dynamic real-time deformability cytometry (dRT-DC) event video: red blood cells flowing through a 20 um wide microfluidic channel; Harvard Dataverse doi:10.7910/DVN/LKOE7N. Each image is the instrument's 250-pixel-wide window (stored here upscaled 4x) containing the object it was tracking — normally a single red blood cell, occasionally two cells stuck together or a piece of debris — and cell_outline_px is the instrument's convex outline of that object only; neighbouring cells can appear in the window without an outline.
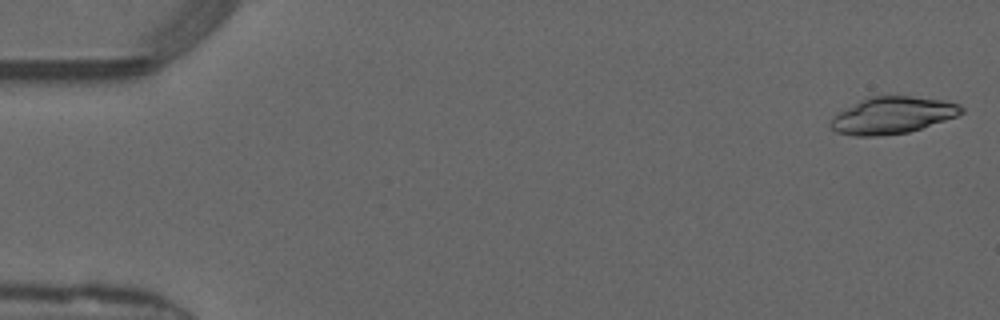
{"species": "common noctule bat (a hibernating species)", "species_latin": "Nyctalus noctula", "temperature_condition": "warm", "stored_images_in_passage": 49, "camera_frame_rate_fps": 3000, "um_per_image_px": 0.085, "animal": {"sex": "male", "forearm_length_mm": 52.5}, "frame": {"image": 1, "passage_image": 1, "time_ms": 0.0, "image_size_px": [1000, 320], "cell_outline_px": [[964, 112], [956, 116], [908, 132], [876, 136], [856, 136], [836, 132], [828, 124], [832, 116], [860, 100], [868, 96], [912, 96], [944, 100], [960, 104], [964, 108]], "centroid_in_image_um": [75.84, 9.79], "position_along_channel_um": 9.2, "area_um2": 27.98}}